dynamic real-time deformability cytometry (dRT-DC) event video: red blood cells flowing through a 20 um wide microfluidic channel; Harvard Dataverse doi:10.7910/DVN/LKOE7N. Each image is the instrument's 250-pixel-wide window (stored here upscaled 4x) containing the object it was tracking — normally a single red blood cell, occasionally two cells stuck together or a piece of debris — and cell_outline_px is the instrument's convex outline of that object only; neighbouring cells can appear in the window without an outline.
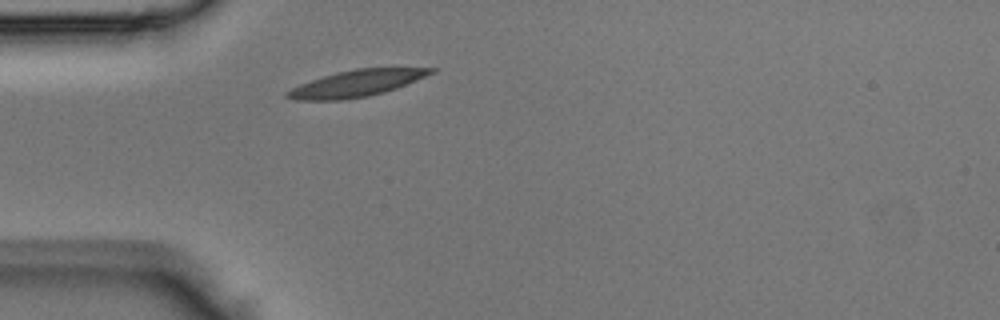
{"species": "Egyptian fruit bat (a non-hibernating species)", "species_latin": "Rousettus aegyptiacus", "temperature_condition": "room temperature", "stored_images_in_passage": 26, "camera_frame_rate_fps": 3000, "um_per_image_px": 0.085, "animal": {"sex": "male"}, "frame": {"image": 1, "passage_image": 1, "time_ms": 0.0, "image_size_px": [1000, 320], "cell_outline_px": [[436, 72], [396, 88], [384, 92], [368, 96], [340, 100], [296, 100], [284, 96], [284, 92], [300, 84], [336, 72], [356, 68], [436, 68]], "centroid_in_image_um": [30.28, 7.09], "position_along_channel_um": 54.7, "area_um2": 22.02}}
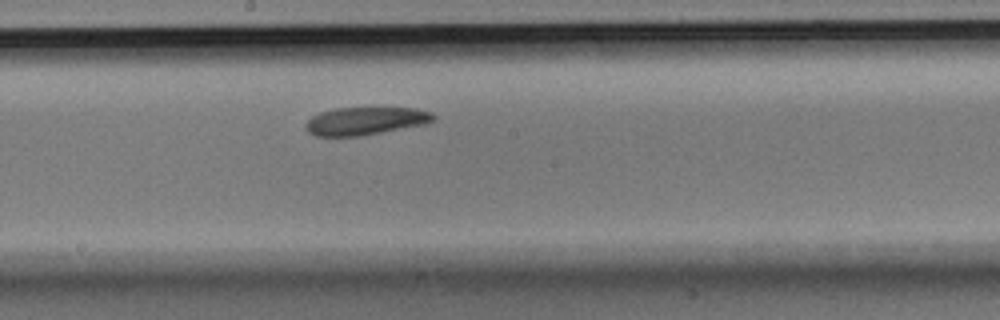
{"frame": {"image": 2, "passage_image": 12, "time_ms": 3.667, "image_size_px": [1000, 320], "cell_outline_px": [[436, 120], [424, 124], [360, 136], [316, 136], [308, 132], [304, 124], [312, 116], [320, 112], [336, 108], [416, 108], [432, 112], [436, 116]], "centroid_in_image_um": [31.06, 10.28], "position_along_channel_um": 217.1, "area_um2": 20.69}}
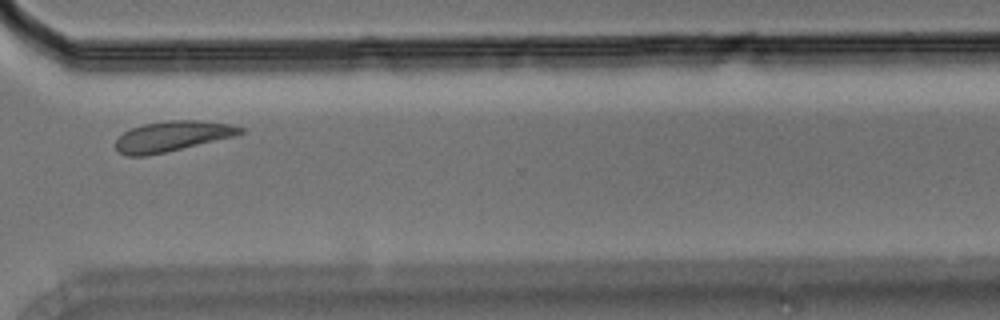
{"frame": {"image": 3, "passage_image": 21, "time_ms": 6.667, "image_size_px": [1000, 320], "cell_outline_px": [[244, 132], [236, 136], [148, 156], [124, 156], [116, 148], [116, 140], [124, 132], [132, 128], [144, 124], [168, 120], [196, 120], [232, 124], [244, 128]], "centroid_in_image_um": [14.66, 11.58], "position_along_channel_um": 355.9, "area_um2": 22.02}}